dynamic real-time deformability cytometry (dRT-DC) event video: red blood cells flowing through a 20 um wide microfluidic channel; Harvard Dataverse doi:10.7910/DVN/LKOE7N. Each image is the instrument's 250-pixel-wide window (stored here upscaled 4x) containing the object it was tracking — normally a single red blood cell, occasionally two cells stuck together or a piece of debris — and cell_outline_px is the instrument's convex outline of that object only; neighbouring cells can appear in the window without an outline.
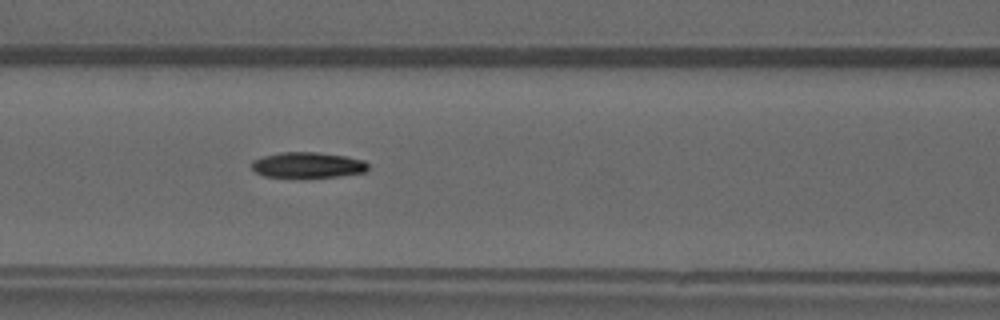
{"species": "common noctule bat (a hibernating species)", "species_latin": "Nyctalus noctula", "temperature_condition": "warm", "stored_images_in_passage": 46, "camera_frame_rate_fps": 3000, "um_per_image_px": 0.085, "animal": {"sex": "male", "forearm_length_mm": 52.5}, "frame": {"image": 1, "passage_image": 22, "time_ms": 7.0, "image_size_px": [1000, 320], "cell_outline_px": [[368, 168], [364, 172], [340, 176], [264, 176], [256, 172], [252, 168], [252, 160], [264, 156], [280, 152], [316, 152], [348, 156], [364, 160], [368, 164]], "centroid_in_image_um": [26.18, 14.0], "position_along_channel_um": 140.4, "area_um2": 17.11}}
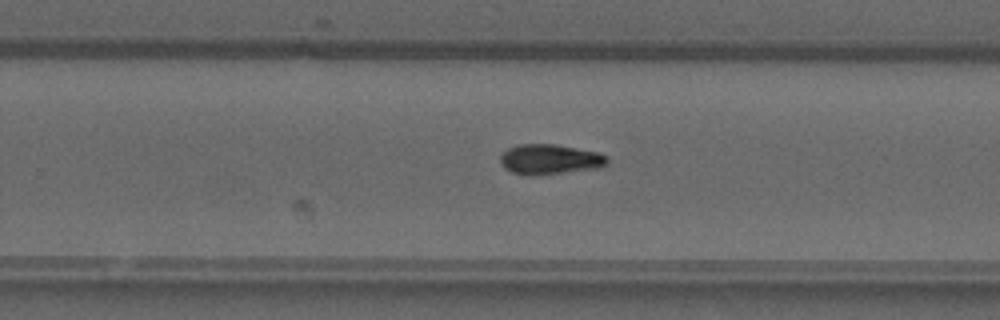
{"frame": {"image": 2, "passage_image": 32, "time_ms": 10.333, "image_size_px": [1000, 320], "cell_outline_px": [[608, 164], [600, 168], [532, 176], [528, 176], [512, 172], [504, 168], [500, 160], [500, 156], [508, 148], [516, 144], [556, 144], [600, 152], [608, 160]], "centroid_in_image_um": [46.74, 13.54], "position_along_channel_um": 283.1, "area_um2": 18.96}}
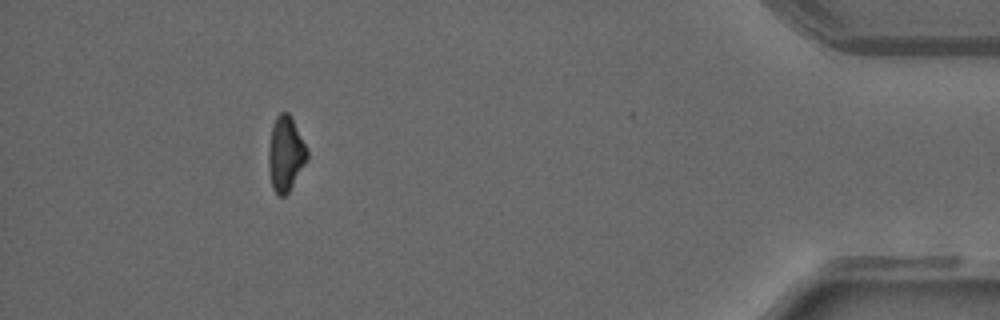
{"frame": {"image": 3, "passage_image": 45, "time_ms": 14.667, "image_size_px": [1000, 320], "cell_outline_px": [[308, 160], [288, 192], [284, 196], [280, 196], [272, 188], [268, 164], [268, 148], [272, 128], [276, 116], [280, 112], [288, 112], [292, 116], [308, 148]], "centroid_in_image_um": [24.29, 13.04], "position_along_channel_um": 410.9, "area_um2": 17.05}}